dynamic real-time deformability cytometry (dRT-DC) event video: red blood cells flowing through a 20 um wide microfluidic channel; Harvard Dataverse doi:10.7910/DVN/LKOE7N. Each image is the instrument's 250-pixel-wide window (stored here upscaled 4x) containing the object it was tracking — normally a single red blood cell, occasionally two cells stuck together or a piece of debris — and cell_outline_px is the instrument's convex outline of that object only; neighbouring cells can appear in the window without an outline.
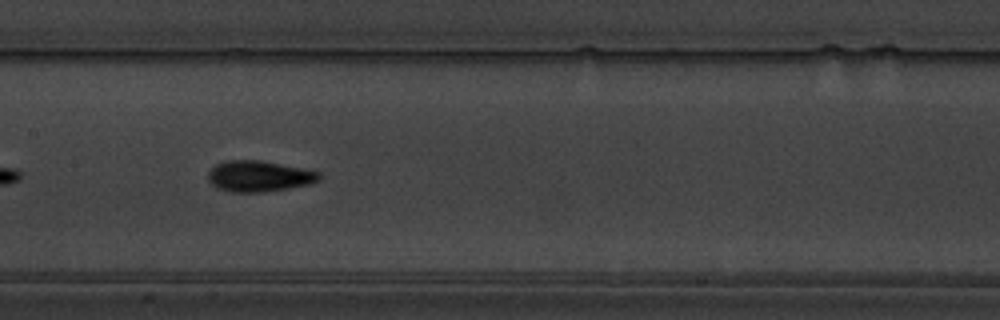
{"species": "common noctule bat (a hibernating species)", "species_latin": "Nyctalus noctula", "temperature_condition": "warm", "stored_images_in_passage": 22, "camera_frame_rate_fps": 3000, "um_per_image_px": 0.085, "animal": {"sex": "male", "body_mass_g": 19.5, "forearm_length_mm": 54.6}, "frame": {"image": 1, "passage_image": 13, "time_ms": 4.0, "image_size_px": [1000, 320], "cell_outline_px": [[320, 180], [312, 184], [264, 192], [232, 192], [220, 188], [212, 184], [208, 180], [208, 172], [216, 164], [228, 160], [260, 160], [320, 172]], "centroid_in_image_um": [22.03, 14.98], "position_along_channel_um": 185.4, "area_um2": 19.88}}
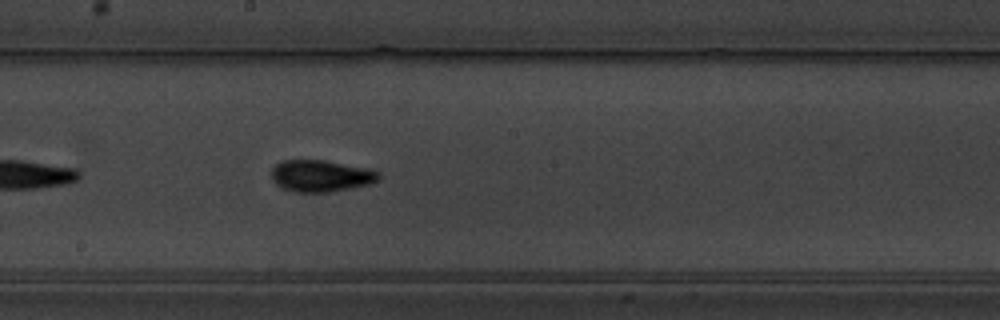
{"frame": {"image": 2, "passage_image": 16, "time_ms": 5.0, "image_size_px": [1000, 320], "cell_outline_px": [[380, 180], [368, 184], [328, 192], [296, 192], [284, 188], [276, 184], [272, 180], [272, 168], [276, 164], [284, 160], [324, 160], [364, 168], [380, 172]], "centroid_in_image_um": [27.25, 14.95], "position_along_channel_um": 220.9, "area_um2": 19.54}}